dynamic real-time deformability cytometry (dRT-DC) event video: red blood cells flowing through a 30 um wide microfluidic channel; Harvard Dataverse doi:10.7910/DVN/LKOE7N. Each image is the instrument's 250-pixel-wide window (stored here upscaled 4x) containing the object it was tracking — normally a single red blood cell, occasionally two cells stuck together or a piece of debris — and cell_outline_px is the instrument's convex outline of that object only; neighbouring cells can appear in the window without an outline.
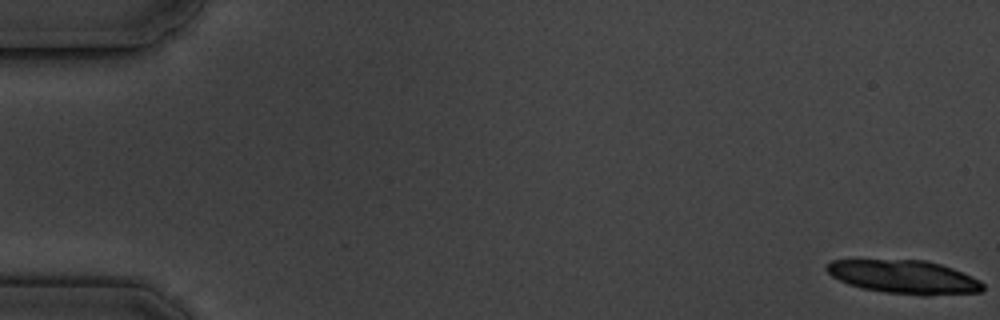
{"species": "common noctule bat (a hibernating species)", "species_latin": "Nyctalus noctula", "temperature_condition": "cold", "stored_images_in_passage": 6, "camera_frame_rate_fps": 3000, "um_per_image_px": 0.085, "animal": {"sex": "male", "body_mass_g": 19.5, "forearm_length_mm": 54.6}, "frame": {"image": 1, "passage_image": 1, "time_ms": 0.0, "image_size_px": [1000, 320], "cell_outline_px": [[984, 288], [980, 292], [928, 296], [920, 296], [884, 292], [860, 288], [848, 284], [832, 276], [824, 268], [824, 264], [832, 260], [924, 260], [940, 264], [952, 268], [972, 276], [980, 280], [984, 284]], "centroid_in_image_um": [76.85, 23.55], "position_along_channel_um": 8.2, "area_um2": 30.75}}